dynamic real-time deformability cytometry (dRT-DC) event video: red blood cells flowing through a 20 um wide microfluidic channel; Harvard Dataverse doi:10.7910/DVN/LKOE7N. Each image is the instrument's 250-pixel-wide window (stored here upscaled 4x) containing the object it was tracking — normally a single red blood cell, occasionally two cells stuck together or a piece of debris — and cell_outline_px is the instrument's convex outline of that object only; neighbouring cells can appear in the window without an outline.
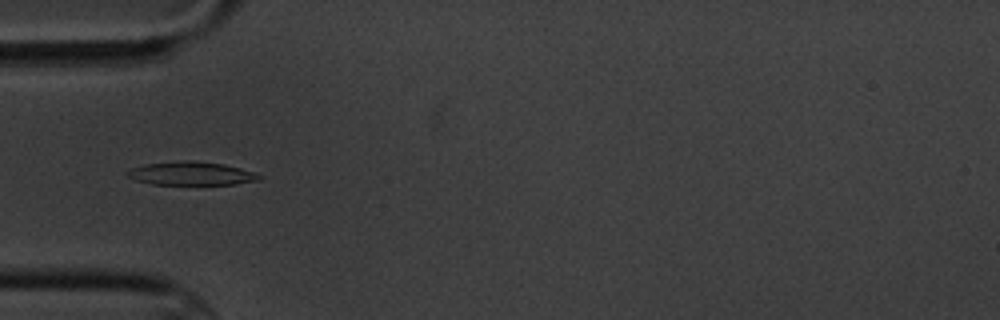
{"species": "common noctule bat (a hibernating species)", "species_latin": "Nyctalus noctula", "temperature_condition": "cold", "stored_images_in_passage": 15, "camera_frame_rate_fps": 3000, "um_per_image_px": 0.085, "animal": {"sex": "male", "body_mass_g": 20.1, "forearm_length_mm": 53.5}, "frame": {"image": 1, "passage_image": 5, "time_ms": 5.333, "image_size_px": [1000, 320], "cell_outline_px": [[264, 176], [260, 180], [236, 184], [152, 184], [136, 180], [124, 176], [124, 172], [132, 168], [148, 164], [184, 160], [196, 160], [224, 164], [240, 168]], "centroid_in_image_um": [16.25, 14.74], "position_along_channel_um": 68.7, "area_um2": 18.03}}
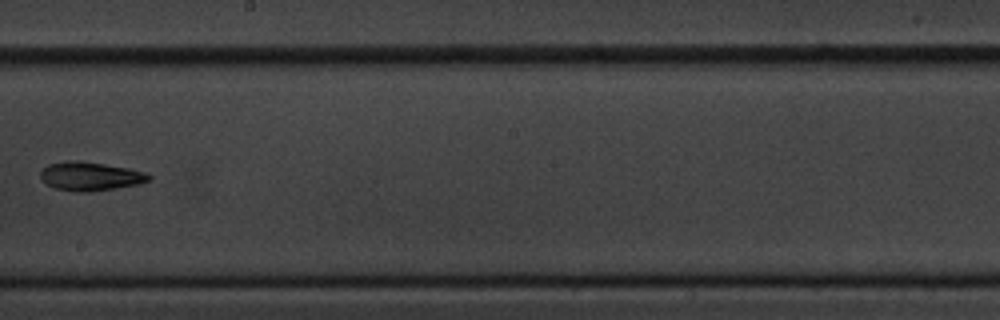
{"frame": {"image": 2, "passage_image": 9, "time_ms": 10.333, "image_size_px": [1000, 320], "cell_outline_px": [[152, 180], [140, 184], [92, 192], [72, 192], [56, 188], [44, 184], [40, 180], [40, 172], [48, 164], [64, 160], [80, 160], [128, 168], [144, 172], [152, 176]], "centroid_in_image_um": [7.65, 14.99], "position_along_channel_um": 240.6, "area_um2": 18.55}}
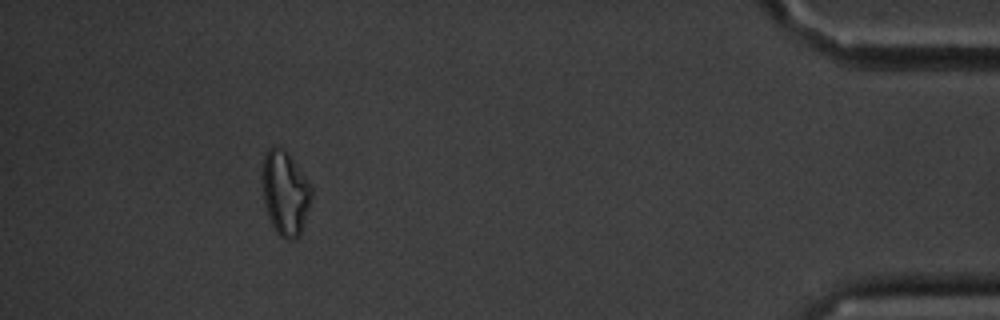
{"frame": {"image": 3, "passage_image": 14, "time_ms": 17.0, "image_size_px": [1000, 320], "cell_outline_px": [[312, 196], [300, 236], [292, 240], [284, 240], [276, 232], [268, 216], [264, 200], [264, 156], [268, 148], [276, 144], [292, 160], [308, 180], [312, 188]], "centroid_in_image_um": [24.26, 16.46], "position_along_channel_um": 410.9, "area_um2": 23.58}, "authors_computed_cell_mechanics": {"area_um2": 18.1492, "velocity_mm_per_s": 3.4226, "shape_relaxation_time_tau1_ms": 2.8311, "shape_relaxation_time_tau2_ms": null, "deformation_change_tau1": 0.0676, "deformation_change_tau2": null}}